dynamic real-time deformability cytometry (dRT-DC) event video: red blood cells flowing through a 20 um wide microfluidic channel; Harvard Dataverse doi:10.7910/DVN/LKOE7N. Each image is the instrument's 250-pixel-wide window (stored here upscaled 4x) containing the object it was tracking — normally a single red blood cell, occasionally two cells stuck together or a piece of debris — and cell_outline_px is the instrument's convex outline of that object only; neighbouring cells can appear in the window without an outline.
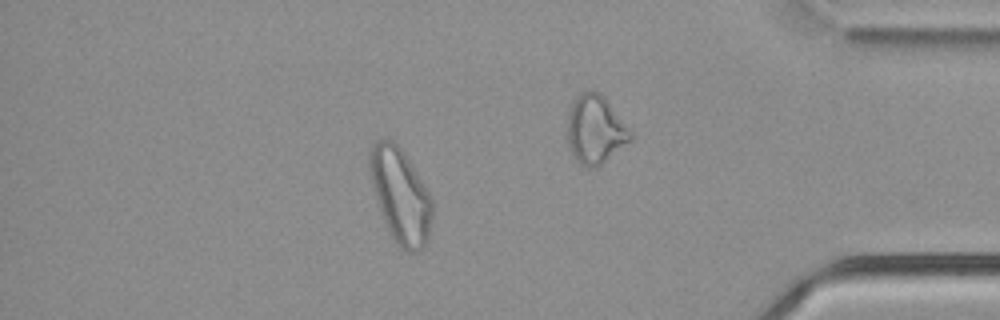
{"species": "common noctule bat (a hibernating species)", "species_latin": "Nyctalus noctula", "temperature_condition": "cold", "stored_images_in_passage": 58, "camera_frame_rate_fps": 3000, "um_per_image_px": 0.085, "animal": {"sex": "male", "body_mass_g": 21.5, "forearm_length_mm": 52.0}, "frame": {"image": 1, "passage_image": 50, "time_ms": 16.333, "image_size_px": [1000, 320], "cell_outline_px": [[432, 216], [428, 236], [424, 248], [416, 252], [408, 252], [400, 248], [396, 244], [380, 212], [372, 184], [368, 164], [368, 152], [372, 144], [376, 140], [392, 140], [404, 152], [412, 164], [428, 192], [432, 200]], "centroid_in_image_um": [34.02, 16.62], "position_along_channel_um": 401.2, "area_um2": 34.33}}